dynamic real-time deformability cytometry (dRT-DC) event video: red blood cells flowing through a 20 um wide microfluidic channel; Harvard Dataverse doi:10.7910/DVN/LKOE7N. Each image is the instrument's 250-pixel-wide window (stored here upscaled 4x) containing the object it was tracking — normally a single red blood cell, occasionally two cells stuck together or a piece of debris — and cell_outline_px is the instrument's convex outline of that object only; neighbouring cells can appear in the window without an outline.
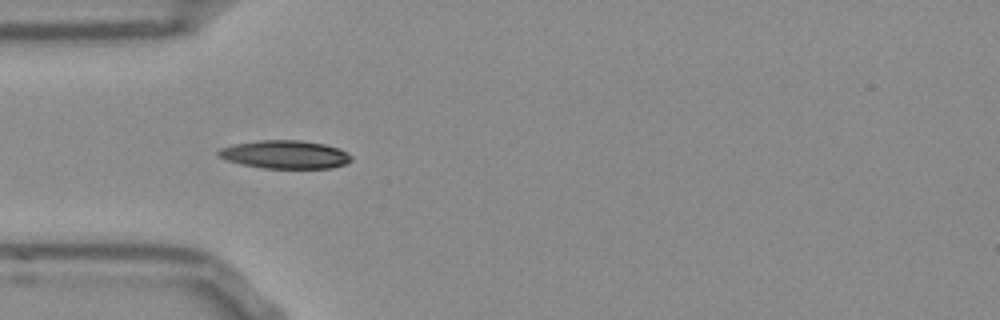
{"species": "Egyptian fruit bat (a non-hibernating species)", "species_latin": "Rousettus aegyptiacus", "temperature_condition": "room temperature", "stored_images_in_passage": 21, "camera_frame_rate_fps": 3000, "um_per_image_px": 0.085, "frame": {"image": 1, "passage_image": 4, "time_ms": 1.0, "image_size_px": [1000, 320], "cell_outline_px": [[352, 160], [344, 164], [332, 168], [264, 168], [240, 164], [216, 156], [216, 152], [220, 148], [232, 144], [256, 140], [300, 140], [324, 144], [340, 148], [348, 152], [352, 156]], "centroid_in_image_um": [24.21, 13.12], "position_along_channel_um": 60.8, "area_um2": 22.08}}
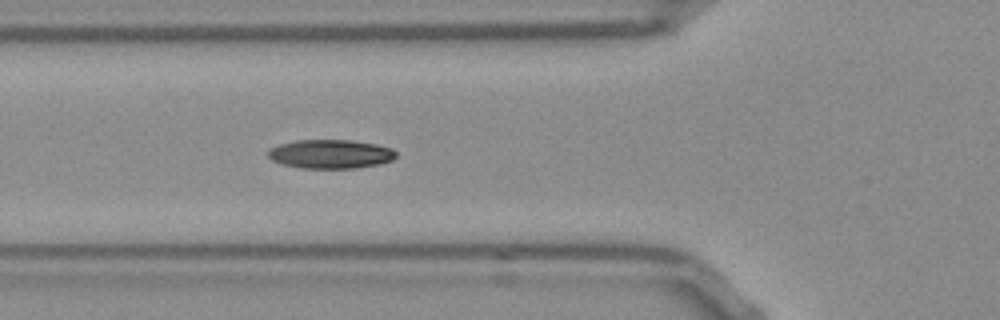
{"frame": {"image": 2, "passage_image": 7, "time_ms": 2.0, "image_size_px": [1000, 320], "cell_outline_px": [[396, 156], [392, 160], [380, 164], [356, 168], [300, 168], [280, 164], [272, 160], [264, 152], [268, 148], [280, 144], [296, 140], [352, 140], [376, 144], [392, 148], [396, 152]], "centroid_in_image_um": [28.05, 13.09], "position_along_channel_um": 97.7, "area_um2": 21.85}}
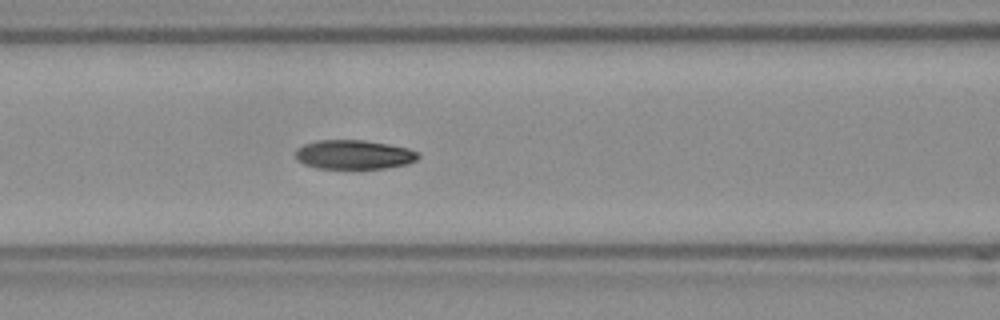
{"frame": {"image": 3, "passage_image": 10, "time_ms": 3.0, "image_size_px": [1000, 320], "cell_outline_px": [[420, 156], [416, 160], [408, 164], [384, 168], [316, 168], [304, 164], [296, 160], [296, 148], [304, 144], [316, 140], [364, 140], [388, 144], [408, 148], [416, 152]], "centroid_in_image_um": [30.06, 13.14], "position_along_channel_um": 136.5, "area_um2": 20.87}}